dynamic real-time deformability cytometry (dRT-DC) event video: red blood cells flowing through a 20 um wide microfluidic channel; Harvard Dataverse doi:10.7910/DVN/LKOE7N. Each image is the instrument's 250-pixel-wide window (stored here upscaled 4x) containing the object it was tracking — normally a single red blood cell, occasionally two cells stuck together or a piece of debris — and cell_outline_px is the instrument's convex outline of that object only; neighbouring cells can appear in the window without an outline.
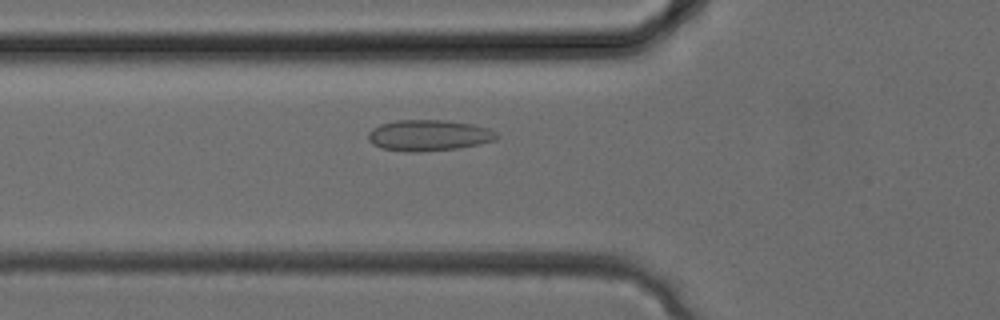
{"species": "common noctule bat (a hibernating species)", "species_latin": "Nyctalus noctula", "temperature_condition": "cold", "stored_images_in_passage": 28, "camera_frame_rate_fps": 3000, "um_per_image_px": 0.085, "animal": {"sex": "female", "body_mass_g": 24.6, "forearm_length_mm": 56.2}, "frame": {"image": 1, "passage_image": 7, "time_ms": 2.0, "image_size_px": [1000, 320], "cell_outline_px": [[500, 136], [496, 140], [460, 148], [420, 152], [404, 152], [380, 148], [372, 144], [368, 140], [368, 132], [372, 128], [380, 124], [396, 120], [444, 120], [472, 124], [488, 128], [496, 132]], "centroid_in_image_um": [36.42, 11.51], "position_along_channel_um": 89.4, "area_um2": 23.52}}
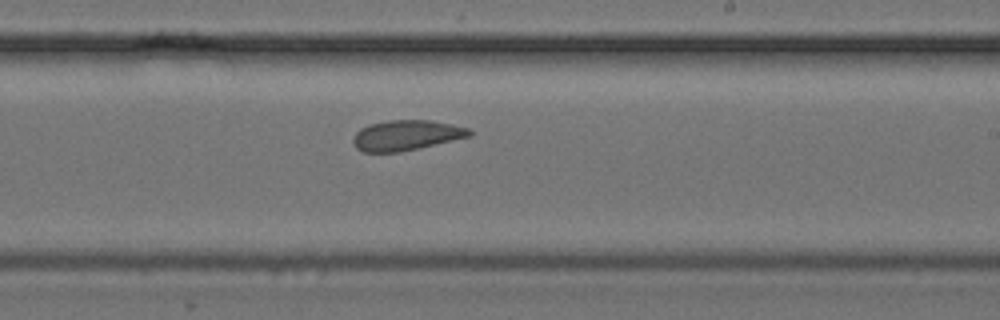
{"frame": {"image": 2, "passage_image": 15, "time_ms": 4.667, "image_size_px": [1000, 320], "cell_outline_px": [[472, 136], [400, 152], [364, 152], [356, 148], [352, 140], [356, 132], [360, 128], [368, 124], [388, 120], [432, 120], [452, 124], [468, 128], [472, 132]], "centroid_in_image_um": [34.52, 11.49], "position_along_channel_um": 254.5, "area_um2": 20.58}}
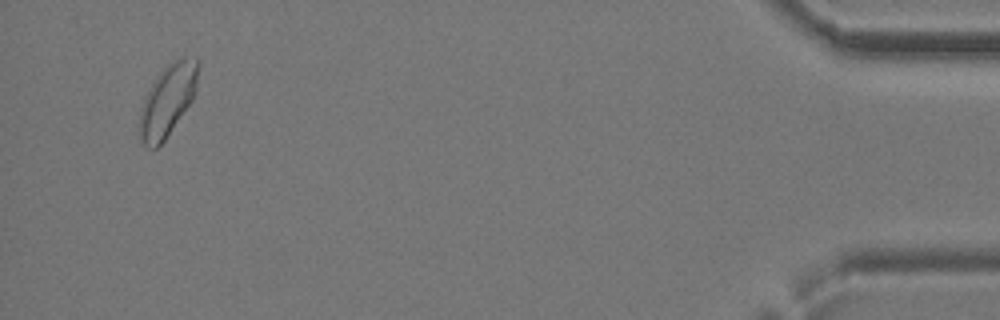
{"frame": {"image": 3, "passage_image": 27, "time_ms": 8.667, "image_size_px": [1000, 320], "cell_outline_px": [[200, 64], [196, 92], [192, 100], [164, 140], [156, 148], [148, 148], [140, 140], [140, 108], [156, 76], [168, 64], [184, 56], [196, 56], [200, 60]], "centroid_in_image_um": [14.29, 8.47], "position_along_channel_um": 420.9, "area_um2": 24.33}}